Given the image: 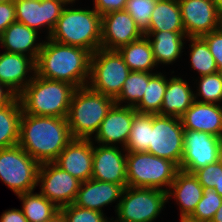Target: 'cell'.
I'll use <instances>...</instances> for the list:
<instances>
[{
    "label": "cell",
    "instance_id": "6da1fadb",
    "mask_svg": "<svg viewBox=\"0 0 222 222\" xmlns=\"http://www.w3.org/2000/svg\"><path fill=\"white\" fill-rule=\"evenodd\" d=\"M72 140L66 118L22 113L18 145L40 164L54 162Z\"/></svg>",
    "mask_w": 222,
    "mask_h": 222
},
{
    "label": "cell",
    "instance_id": "7a4b0ae2",
    "mask_svg": "<svg viewBox=\"0 0 222 222\" xmlns=\"http://www.w3.org/2000/svg\"><path fill=\"white\" fill-rule=\"evenodd\" d=\"M46 39L43 40L35 61V74L42 78L70 83L76 88L87 86L92 53L81 47Z\"/></svg>",
    "mask_w": 222,
    "mask_h": 222
},
{
    "label": "cell",
    "instance_id": "3957f363",
    "mask_svg": "<svg viewBox=\"0 0 222 222\" xmlns=\"http://www.w3.org/2000/svg\"><path fill=\"white\" fill-rule=\"evenodd\" d=\"M76 89L70 83L34 74L18 97L25 114L66 118Z\"/></svg>",
    "mask_w": 222,
    "mask_h": 222
},
{
    "label": "cell",
    "instance_id": "277c9868",
    "mask_svg": "<svg viewBox=\"0 0 222 222\" xmlns=\"http://www.w3.org/2000/svg\"><path fill=\"white\" fill-rule=\"evenodd\" d=\"M69 4L73 2L64 7L49 39L93 54L101 45V15L94 8H71Z\"/></svg>",
    "mask_w": 222,
    "mask_h": 222
},
{
    "label": "cell",
    "instance_id": "5b68a950",
    "mask_svg": "<svg viewBox=\"0 0 222 222\" xmlns=\"http://www.w3.org/2000/svg\"><path fill=\"white\" fill-rule=\"evenodd\" d=\"M115 100L88 85L73 93L66 117L73 139H92Z\"/></svg>",
    "mask_w": 222,
    "mask_h": 222
},
{
    "label": "cell",
    "instance_id": "8992f818",
    "mask_svg": "<svg viewBox=\"0 0 222 222\" xmlns=\"http://www.w3.org/2000/svg\"><path fill=\"white\" fill-rule=\"evenodd\" d=\"M179 167L171 160L147 152H127V186L168 191ZM165 187V188H164Z\"/></svg>",
    "mask_w": 222,
    "mask_h": 222
},
{
    "label": "cell",
    "instance_id": "52a82bcc",
    "mask_svg": "<svg viewBox=\"0 0 222 222\" xmlns=\"http://www.w3.org/2000/svg\"><path fill=\"white\" fill-rule=\"evenodd\" d=\"M167 192L156 188L125 187L116 214L117 222H154L166 208Z\"/></svg>",
    "mask_w": 222,
    "mask_h": 222
},
{
    "label": "cell",
    "instance_id": "ba28073f",
    "mask_svg": "<svg viewBox=\"0 0 222 222\" xmlns=\"http://www.w3.org/2000/svg\"><path fill=\"white\" fill-rule=\"evenodd\" d=\"M130 69L117 50L99 48L91 56L88 86L115 99L121 92Z\"/></svg>",
    "mask_w": 222,
    "mask_h": 222
},
{
    "label": "cell",
    "instance_id": "9c48e42d",
    "mask_svg": "<svg viewBox=\"0 0 222 222\" xmlns=\"http://www.w3.org/2000/svg\"><path fill=\"white\" fill-rule=\"evenodd\" d=\"M39 167L19 145L0 149V180L16 195L36 189Z\"/></svg>",
    "mask_w": 222,
    "mask_h": 222
},
{
    "label": "cell",
    "instance_id": "30bf717a",
    "mask_svg": "<svg viewBox=\"0 0 222 222\" xmlns=\"http://www.w3.org/2000/svg\"><path fill=\"white\" fill-rule=\"evenodd\" d=\"M184 128L178 117L152 114V129L147 153L174 162L178 167L183 157Z\"/></svg>",
    "mask_w": 222,
    "mask_h": 222
},
{
    "label": "cell",
    "instance_id": "8fae6325",
    "mask_svg": "<svg viewBox=\"0 0 222 222\" xmlns=\"http://www.w3.org/2000/svg\"><path fill=\"white\" fill-rule=\"evenodd\" d=\"M37 184L40 193L59 209L74 203L81 182L55 162L41 163Z\"/></svg>",
    "mask_w": 222,
    "mask_h": 222
},
{
    "label": "cell",
    "instance_id": "7c38bea8",
    "mask_svg": "<svg viewBox=\"0 0 222 222\" xmlns=\"http://www.w3.org/2000/svg\"><path fill=\"white\" fill-rule=\"evenodd\" d=\"M221 138L207 132L184 129L183 157L180 170L194 173L220 158Z\"/></svg>",
    "mask_w": 222,
    "mask_h": 222
},
{
    "label": "cell",
    "instance_id": "4fadbf2b",
    "mask_svg": "<svg viewBox=\"0 0 222 222\" xmlns=\"http://www.w3.org/2000/svg\"><path fill=\"white\" fill-rule=\"evenodd\" d=\"M16 12V21L25 24L31 29L36 30L38 33L46 28L49 38L53 31L57 20L67 3V0H13ZM40 29V30H39Z\"/></svg>",
    "mask_w": 222,
    "mask_h": 222
},
{
    "label": "cell",
    "instance_id": "5bb4252c",
    "mask_svg": "<svg viewBox=\"0 0 222 222\" xmlns=\"http://www.w3.org/2000/svg\"><path fill=\"white\" fill-rule=\"evenodd\" d=\"M144 36L142 29L125 11H113L101 16V45L105 50H118Z\"/></svg>",
    "mask_w": 222,
    "mask_h": 222
},
{
    "label": "cell",
    "instance_id": "9a60e30c",
    "mask_svg": "<svg viewBox=\"0 0 222 222\" xmlns=\"http://www.w3.org/2000/svg\"><path fill=\"white\" fill-rule=\"evenodd\" d=\"M187 37H201L219 29L220 14L213 0H178Z\"/></svg>",
    "mask_w": 222,
    "mask_h": 222
},
{
    "label": "cell",
    "instance_id": "2e32d148",
    "mask_svg": "<svg viewBox=\"0 0 222 222\" xmlns=\"http://www.w3.org/2000/svg\"><path fill=\"white\" fill-rule=\"evenodd\" d=\"M126 155L127 151L123 147L101 144L95 146L93 143L91 178L127 187Z\"/></svg>",
    "mask_w": 222,
    "mask_h": 222
},
{
    "label": "cell",
    "instance_id": "e0dca14e",
    "mask_svg": "<svg viewBox=\"0 0 222 222\" xmlns=\"http://www.w3.org/2000/svg\"><path fill=\"white\" fill-rule=\"evenodd\" d=\"M136 113L134 107L114 104L91 140L95 144L97 142V144L110 146H117L119 143L121 147L125 148L133 116Z\"/></svg>",
    "mask_w": 222,
    "mask_h": 222
},
{
    "label": "cell",
    "instance_id": "ac0fdd59",
    "mask_svg": "<svg viewBox=\"0 0 222 222\" xmlns=\"http://www.w3.org/2000/svg\"><path fill=\"white\" fill-rule=\"evenodd\" d=\"M54 162L81 183L91 179L93 141L91 139H73Z\"/></svg>",
    "mask_w": 222,
    "mask_h": 222
},
{
    "label": "cell",
    "instance_id": "d6986e66",
    "mask_svg": "<svg viewBox=\"0 0 222 222\" xmlns=\"http://www.w3.org/2000/svg\"><path fill=\"white\" fill-rule=\"evenodd\" d=\"M124 187L119 184L89 179L80 184L74 205L104 213L102 208L117 201L115 212L122 197ZM119 200V201H118Z\"/></svg>",
    "mask_w": 222,
    "mask_h": 222
},
{
    "label": "cell",
    "instance_id": "ffe728a7",
    "mask_svg": "<svg viewBox=\"0 0 222 222\" xmlns=\"http://www.w3.org/2000/svg\"><path fill=\"white\" fill-rule=\"evenodd\" d=\"M29 72L33 75H28ZM35 72V60L30 56L8 52L0 54V83L6 85L17 96L33 79Z\"/></svg>",
    "mask_w": 222,
    "mask_h": 222
},
{
    "label": "cell",
    "instance_id": "44dd1931",
    "mask_svg": "<svg viewBox=\"0 0 222 222\" xmlns=\"http://www.w3.org/2000/svg\"><path fill=\"white\" fill-rule=\"evenodd\" d=\"M180 120L186 130L207 132L222 138V106L219 104L194 100Z\"/></svg>",
    "mask_w": 222,
    "mask_h": 222
},
{
    "label": "cell",
    "instance_id": "7402d4cb",
    "mask_svg": "<svg viewBox=\"0 0 222 222\" xmlns=\"http://www.w3.org/2000/svg\"><path fill=\"white\" fill-rule=\"evenodd\" d=\"M204 194L203 186L193 173L178 170L167 191L168 200L172 197L179 206L180 218L189 217Z\"/></svg>",
    "mask_w": 222,
    "mask_h": 222
},
{
    "label": "cell",
    "instance_id": "603a6c76",
    "mask_svg": "<svg viewBox=\"0 0 222 222\" xmlns=\"http://www.w3.org/2000/svg\"><path fill=\"white\" fill-rule=\"evenodd\" d=\"M38 34L36 30L15 21L0 35V45L5 52L30 56L36 61L43 45V40L37 42Z\"/></svg>",
    "mask_w": 222,
    "mask_h": 222
},
{
    "label": "cell",
    "instance_id": "cb8c5ba5",
    "mask_svg": "<svg viewBox=\"0 0 222 222\" xmlns=\"http://www.w3.org/2000/svg\"><path fill=\"white\" fill-rule=\"evenodd\" d=\"M151 44L157 65H170L179 59L184 49L185 32L143 31ZM153 37V38H152ZM185 39V40H184Z\"/></svg>",
    "mask_w": 222,
    "mask_h": 222
},
{
    "label": "cell",
    "instance_id": "d4e9b609",
    "mask_svg": "<svg viewBox=\"0 0 222 222\" xmlns=\"http://www.w3.org/2000/svg\"><path fill=\"white\" fill-rule=\"evenodd\" d=\"M189 82L182 77L173 76L167 79L160 115L180 118L194 102V92Z\"/></svg>",
    "mask_w": 222,
    "mask_h": 222
},
{
    "label": "cell",
    "instance_id": "484cf974",
    "mask_svg": "<svg viewBox=\"0 0 222 222\" xmlns=\"http://www.w3.org/2000/svg\"><path fill=\"white\" fill-rule=\"evenodd\" d=\"M144 31L185 32L178 0H157Z\"/></svg>",
    "mask_w": 222,
    "mask_h": 222
},
{
    "label": "cell",
    "instance_id": "4316f807",
    "mask_svg": "<svg viewBox=\"0 0 222 222\" xmlns=\"http://www.w3.org/2000/svg\"><path fill=\"white\" fill-rule=\"evenodd\" d=\"M117 51L130 71L152 72L153 68L158 66L146 36L120 47Z\"/></svg>",
    "mask_w": 222,
    "mask_h": 222
},
{
    "label": "cell",
    "instance_id": "83f0119b",
    "mask_svg": "<svg viewBox=\"0 0 222 222\" xmlns=\"http://www.w3.org/2000/svg\"><path fill=\"white\" fill-rule=\"evenodd\" d=\"M22 113L18 96L10 104L0 108V149L18 145Z\"/></svg>",
    "mask_w": 222,
    "mask_h": 222
},
{
    "label": "cell",
    "instance_id": "f1b7e54d",
    "mask_svg": "<svg viewBox=\"0 0 222 222\" xmlns=\"http://www.w3.org/2000/svg\"><path fill=\"white\" fill-rule=\"evenodd\" d=\"M22 201V211L28 222H44L50 219L60 209L40 192L34 191L17 195Z\"/></svg>",
    "mask_w": 222,
    "mask_h": 222
},
{
    "label": "cell",
    "instance_id": "f546056e",
    "mask_svg": "<svg viewBox=\"0 0 222 222\" xmlns=\"http://www.w3.org/2000/svg\"><path fill=\"white\" fill-rule=\"evenodd\" d=\"M166 88V76L161 72H155L149 79L143 98L134 107L137 113L160 115Z\"/></svg>",
    "mask_w": 222,
    "mask_h": 222
},
{
    "label": "cell",
    "instance_id": "4dcf8cb0",
    "mask_svg": "<svg viewBox=\"0 0 222 222\" xmlns=\"http://www.w3.org/2000/svg\"><path fill=\"white\" fill-rule=\"evenodd\" d=\"M154 72L131 71L124 82L120 94L114 99L115 104L127 103L126 106L135 107L143 98L149 79Z\"/></svg>",
    "mask_w": 222,
    "mask_h": 222
},
{
    "label": "cell",
    "instance_id": "1f68e13d",
    "mask_svg": "<svg viewBox=\"0 0 222 222\" xmlns=\"http://www.w3.org/2000/svg\"><path fill=\"white\" fill-rule=\"evenodd\" d=\"M150 129H152V114L136 113L133 116L128 142L124 149L127 152H147Z\"/></svg>",
    "mask_w": 222,
    "mask_h": 222
},
{
    "label": "cell",
    "instance_id": "d6a6232c",
    "mask_svg": "<svg viewBox=\"0 0 222 222\" xmlns=\"http://www.w3.org/2000/svg\"><path fill=\"white\" fill-rule=\"evenodd\" d=\"M190 41V62L191 68L200 76L218 72V67L208 45L201 37H188Z\"/></svg>",
    "mask_w": 222,
    "mask_h": 222
},
{
    "label": "cell",
    "instance_id": "836d02e7",
    "mask_svg": "<svg viewBox=\"0 0 222 222\" xmlns=\"http://www.w3.org/2000/svg\"><path fill=\"white\" fill-rule=\"evenodd\" d=\"M194 99L205 103L221 104L222 101V79L218 72L203 76H198ZM196 92V93H195ZM201 97V99H199Z\"/></svg>",
    "mask_w": 222,
    "mask_h": 222
},
{
    "label": "cell",
    "instance_id": "e575fe53",
    "mask_svg": "<svg viewBox=\"0 0 222 222\" xmlns=\"http://www.w3.org/2000/svg\"><path fill=\"white\" fill-rule=\"evenodd\" d=\"M221 205L222 197L214 189H204L203 197L188 218L196 222H211Z\"/></svg>",
    "mask_w": 222,
    "mask_h": 222
},
{
    "label": "cell",
    "instance_id": "d590c367",
    "mask_svg": "<svg viewBox=\"0 0 222 222\" xmlns=\"http://www.w3.org/2000/svg\"><path fill=\"white\" fill-rule=\"evenodd\" d=\"M157 0H127L125 11L134 19L136 24L144 31L150 22L151 13Z\"/></svg>",
    "mask_w": 222,
    "mask_h": 222
},
{
    "label": "cell",
    "instance_id": "8d00e7d4",
    "mask_svg": "<svg viewBox=\"0 0 222 222\" xmlns=\"http://www.w3.org/2000/svg\"><path fill=\"white\" fill-rule=\"evenodd\" d=\"M67 222H107L109 219L104 213L74 205L60 208Z\"/></svg>",
    "mask_w": 222,
    "mask_h": 222
},
{
    "label": "cell",
    "instance_id": "74e56055",
    "mask_svg": "<svg viewBox=\"0 0 222 222\" xmlns=\"http://www.w3.org/2000/svg\"><path fill=\"white\" fill-rule=\"evenodd\" d=\"M222 171V160L196 170L193 174L204 189H214L219 184Z\"/></svg>",
    "mask_w": 222,
    "mask_h": 222
},
{
    "label": "cell",
    "instance_id": "f35d334b",
    "mask_svg": "<svg viewBox=\"0 0 222 222\" xmlns=\"http://www.w3.org/2000/svg\"><path fill=\"white\" fill-rule=\"evenodd\" d=\"M201 38L206 42L217 67L222 68V31L220 29L204 34Z\"/></svg>",
    "mask_w": 222,
    "mask_h": 222
},
{
    "label": "cell",
    "instance_id": "ab89813d",
    "mask_svg": "<svg viewBox=\"0 0 222 222\" xmlns=\"http://www.w3.org/2000/svg\"><path fill=\"white\" fill-rule=\"evenodd\" d=\"M16 21L14 1L0 3V35Z\"/></svg>",
    "mask_w": 222,
    "mask_h": 222
},
{
    "label": "cell",
    "instance_id": "60d3db41",
    "mask_svg": "<svg viewBox=\"0 0 222 222\" xmlns=\"http://www.w3.org/2000/svg\"><path fill=\"white\" fill-rule=\"evenodd\" d=\"M94 9L102 16L113 11L125 9L127 0H93Z\"/></svg>",
    "mask_w": 222,
    "mask_h": 222
},
{
    "label": "cell",
    "instance_id": "b9f144b4",
    "mask_svg": "<svg viewBox=\"0 0 222 222\" xmlns=\"http://www.w3.org/2000/svg\"><path fill=\"white\" fill-rule=\"evenodd\" d=\"M0 222H28L21 209L12 208L2 213Z\"/></svg>",
    "mask_w": 222,
    "mask_h": 222
},
{
    "label": "cell",
    "instance_id": "7bdbcfd3",
    "mask_svg": "<svg viewBox=\"0 0 222 222\" xmlns=\"http://www.w3.org/2000/svg\"><path fill=\"white\" fill-rule=\"evenodd\" d=\"M17 95L6 85L0 83V108L10 104Z\"/></svg>",
    "mask_w": 222,
    "mask_h": 222
},
{
    "label": "cell",
    "instance_id": "ee69618b",
    "mask_svg": "<svg viewBox=\"0 0 222 222\" xmlns=\"http://www.w3.org/2000/svg\"><path fill=\"white\" fill-rule=\"evenodd\" d=\"M44 222H67L64 214L61 210H59L56 214H54L50 219Z\"/></svg>",
    "mask_w": 222,
    "mask_h": 222
},
{
    "label": "cell",
    "instance_id": "f6af8a7d",
    "mask_svg": "<svg viewBox=\"0 0 222 222\" xmlns=\"http://www.w3.org/2000/svg\"><path fill=\"white\" fill-rule=\"evenodd\" d=\"M211 222H222V205L219 207V209L216 211L213 219Z\"/></svg>",
    "mask_w": 222,
    "mask_h": 222
},
{
    "label": "cell",
    "instance_id": "bcb514c9",
    "mask_svg": "<svg viewBox=\"0 0 222 222\" xmlns=\"http://www.w3.org/2000/svg\"><path fill=\"white\" fill-rule=\"evenodd\" d=\"M214 190L222 197V171H221V178L219 180V184L214 187Z\"/></svg>",
    "mask_w": 222,
    "mask_h": 222
},
{
    "label": "cell",
    "instance_id": "7dc6e473",
    "mask_svg": "<svg viewBox=\"0 0 222 222\" xmlns=\"http://www.w3.org/2000/svg\"><path fill=\"white\" fill-rule=\"evenodd\" d=\"M216 4L217 10L219 14H222V0H213Z\"/></svg>",
    "mask_w": 222,
    "mask_h": 222
},
{
    "label": "cell",
    "instance_id": "c3c4849f",
    "mask_svg": "<svg viewBox=\"0 0 222 222\" xmlns=\"http://www.w3.org/2000/svg\"><path fill=\"white\" fill-rule=\"evenodd\" d=\"M180 222H196V221H193L187 217V218H180Z\"/></svg>",
    "mask_w": 222,
    "mask_h": 222
},
{
    "label": "cell",
    "instance_id": "681fc988",
    "mask_svg": "<svg viewBox=\"0 0 222 222\" xmlns=\"http://www.w3.org/2000/svg\"><path fill=\"white\" fill-rule=\"evenodd\" d=\"M219 29L222 31V14L220 15L219 19Z\"/></svg>",
    "mask_w": 222,
    "mask_h": 222
},
{
    "label": "cell",
    "instance_id": "f907efd6",
    "mask_svg": "<svg viewBox=\"0 0 222 222\" xmlns=\"http://www.w3.org/2000/svg\"><path fill=\"white\" fill-rule=\"evenodd\" d=\"M220 158L222 160V138H221V143H220Z\"/></svg>",
    "mask_w": 222,
    "mask_h": 222
},
{
    "label": "cell",
    "instance_id": "816d5d0a",
    "mask_svg": "<svg viewBox=\"0 0 222 222\" xmlns=\"http://www.w3.org/2000/svg\"><path fill=\"white\" fill-rule=\"evenodd\" d=\"M218 73H219V75H220V77H221V79H222V68H219V69H218Z\"/></svg>",
    "mask_w": 222,
    "mask_h": 222
},
{
    "label": "cell",
    "instance_id": "f5cc1de1",
    "mask_svg": "<svg viewBox=\"0 0 222 222\" xmlns=\"http://www.w3.org/2000/svg\"><path fill=\"white\" fill-rule=\"evenodd\" d=\"M12 0H0V3H3V2H10Z\"/></svg>",
    "mask_w": 222,
    "mask_h": 222
},
{
    "label": "cell",
    "instance_id": "db71d44e",
    "mask_svg": "<svg viewBox=\"0 0 222 222\" xmlns=\"http://www.w3.org/2000/svg\"><path fill=\"white\" fill-rule=\"evenodd\" d=\"M107 222H117L116 220H114V217L110 219V221L108 220Z\"/></svg>",
    "mask_w": 222,
    "mask_h": 222
},
{
    "label": "cell",
    "instance_id": "11a10c76",
    "mask_svg": "<svg viewBox=\"0 0 222 222\" xmlns=\"http://www.w3.org/2000/svg\"><path fill=\"white\" fill-rule=\"evenodd\" d=\"M67 1H68V2H73V3H75L76 0H67Z\"/></svg>",
    "mask_w": 222,
    "mask_h": 222
}]
</instances>
